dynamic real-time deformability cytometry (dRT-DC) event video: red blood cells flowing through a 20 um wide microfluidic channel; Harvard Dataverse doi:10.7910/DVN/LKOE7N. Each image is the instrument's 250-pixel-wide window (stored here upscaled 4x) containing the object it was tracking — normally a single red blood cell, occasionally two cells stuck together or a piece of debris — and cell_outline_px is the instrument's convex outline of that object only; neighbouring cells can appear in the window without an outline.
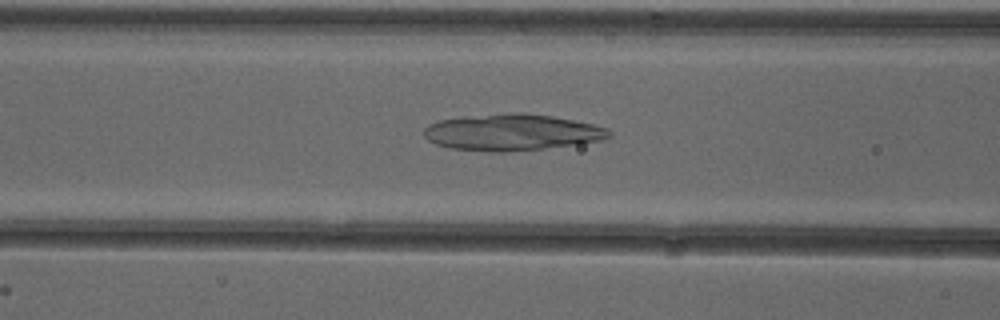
{"species": "common noctule bat (a hibernating species)", "species_latin": "Nyctalus noctula", "temperature_condition": "cold", "stored_images_in_passage": 51, "camera_frame_rate_fps": 3000, "um_per_image_px": 0.085, "animal": {"sex": "female"}, "frame": {"image": 1, "passage_image": 20, "time_ms": 6.333, "image_size_px": [1000, 320], "cell_outline_px": [[612, 136], [600, 140], [544, 148], [508, 152], [492, 152], [448, 148], [436, 144], [428, 140], [424, 136], [424, 128], [428, 124], [440, 120], [464, 116], [516, 112], [524, 112], [552, 116], [592, 124], [608, 128], [612, 132]], "centroid_in_image_um": [43.47, 11.24], "position_along_channel_um": 123.1, "area_um2": 39.3}}
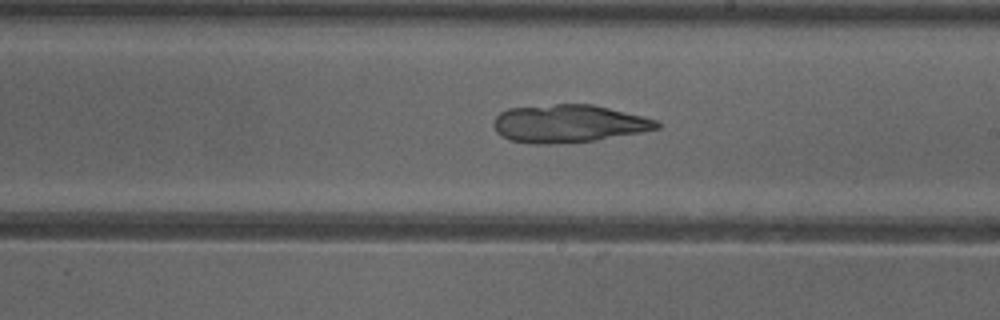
{"frame": {"image": 2, "passage_image": 29, "time_ms": 9.333, "image_size_px": [1000, 320], "cell_outline_px": [[660, 128], [640, 132], [596, 140], [552, 144], [532, 144], [512, 140], [500, 136], [496, 132], [492, 124], [496, 116], [500, 112], [508, 108], [556, 104], [592, 104], [656, 120], [660, 124]], "centroid_in_image_um": [48.26, 10.51], "position_along_channel_um": 240.7, "area_um2": 35.78}}
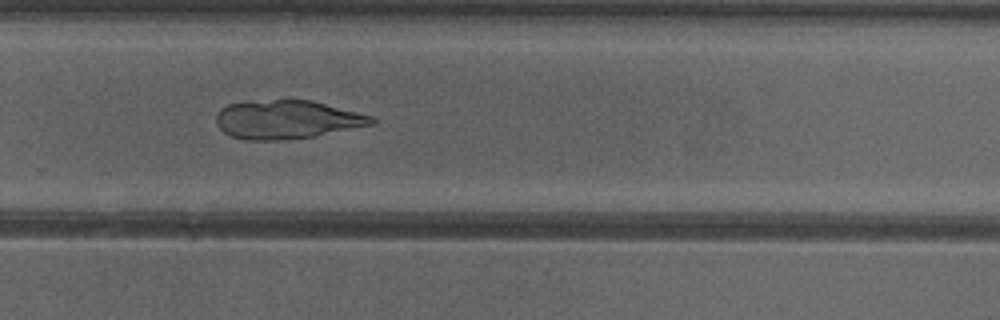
{"frame": {"image": 3, "passage_image": 34, "time_ms": 11.0, "image_size_px": [1000, 320], "cell_outline_px": [[376, 124], [312, 136], [276, 140], [244, 140], [232, 136], [224, 132], [216, 124], [216, 116], [220, 108], [228, 104], [272, 100], [312, 100], [372, 116], [376, 120]], "centroid_in_image_um": [24.39, 10.16], "position_along_channel_um": 305.4, "area_um2": 34.56}}